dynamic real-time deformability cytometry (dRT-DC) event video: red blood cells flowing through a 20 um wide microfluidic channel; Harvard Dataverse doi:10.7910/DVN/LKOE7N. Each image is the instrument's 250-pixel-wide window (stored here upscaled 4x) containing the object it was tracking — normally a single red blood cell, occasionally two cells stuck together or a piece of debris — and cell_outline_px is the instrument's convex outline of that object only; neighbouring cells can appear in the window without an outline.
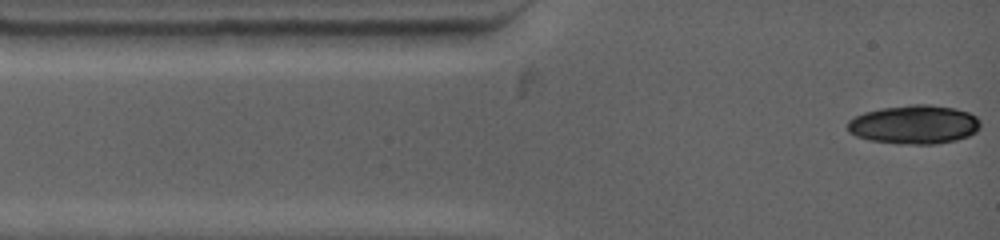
{"species": "common noctule bat (a hibernating species)", "species_latin": "Nyctalus noctula", "temperature_condition": "warm", "stored_images_in_passage": 7, "camera_frame_rate_fps": 4500, "um_per_image_px": 0.085, "animal": {"sex": "female", "body_mass_g": 19.0, "forearm_length_mm": 53.3}, "frame": {"image": 1, "passage_image": 1, "time_ms": 0.0, "image_size_px": [1000, 240], "cell_outline_px": [[980, 128], [976, 132], [968, 136], [956, 140], [936, 144], [900, 144], [868, 140], [856, 136], [848, 132], [848, 120], [864, 112], [880, 108], [912, 104], [928, 104], [952, 108], [968, 112], [976, 116], [980, 120]], "centroid_in_image_um": [77.7, 10.59], "position_along_channel_um": 7.3, "area_um2": 30.23}}